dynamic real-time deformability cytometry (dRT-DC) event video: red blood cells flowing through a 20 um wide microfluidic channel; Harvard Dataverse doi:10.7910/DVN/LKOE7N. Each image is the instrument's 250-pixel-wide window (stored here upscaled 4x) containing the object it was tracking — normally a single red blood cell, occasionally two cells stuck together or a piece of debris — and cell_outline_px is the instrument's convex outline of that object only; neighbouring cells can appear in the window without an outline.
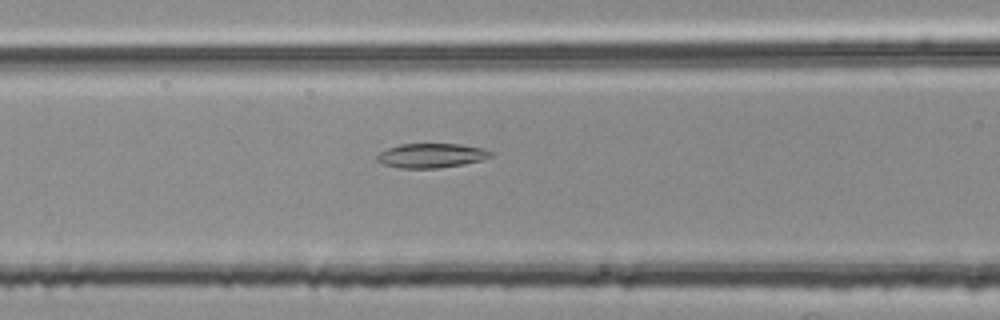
{"species": "common noctule bat (a hibernating species)", "species_latin": "Nyctalus noctula", "temperature_condition": "room temperature", "stored_images_in_passage": 18, "camera_frame_rate_fps": 3000, "um_per_image_px": 0.085, "animal": {"sex": "female", "body_mass_g": 25.1}, "frame": {"image": 1, "passage_image": 13, "time_ms": 4.0, "image_size_px": [1000, 320], "cell_outline_px": [[492, 156], [480, 160], [464, 164], [436, 168], [400, 168], [384, 164], [376, 160], [376, 156], [380, 152], [388, 148], [400, 144], [460, 144], [484, 148], [492, 152]], "centroid_in_image_um": [36.66, 13.22], "position_along_channel_um": 129.9, "area_um2": 16.07}}
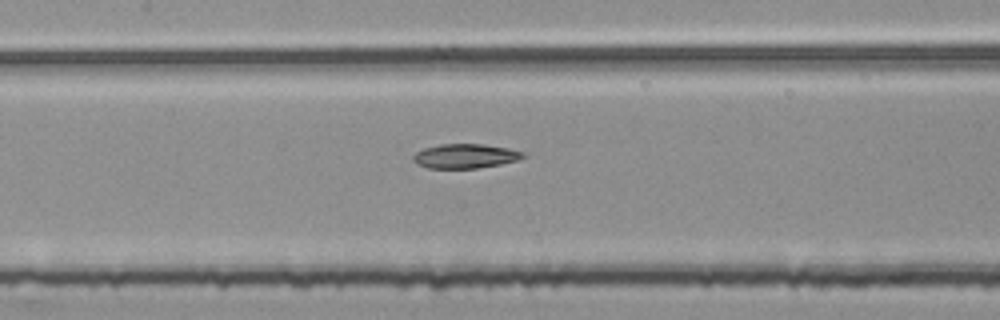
{"frame": {"image": 2, "passage_image": 16, "time_ms": 5.0, "image_size_px": [1000, 320], "cell_outline_px": [[524, 156], [516, 160], [500, 164], [476, 168], [428, 168], [416, 164], [412, 160], [412, 156], [416, 152], [424, 148], [440, 144], [484, 144], [508, 148], [524, 152]], "centroid_in_image_um": [39.49, 13.26], "position_along_channel_um": 167.9, "area_um2": 15.55}}